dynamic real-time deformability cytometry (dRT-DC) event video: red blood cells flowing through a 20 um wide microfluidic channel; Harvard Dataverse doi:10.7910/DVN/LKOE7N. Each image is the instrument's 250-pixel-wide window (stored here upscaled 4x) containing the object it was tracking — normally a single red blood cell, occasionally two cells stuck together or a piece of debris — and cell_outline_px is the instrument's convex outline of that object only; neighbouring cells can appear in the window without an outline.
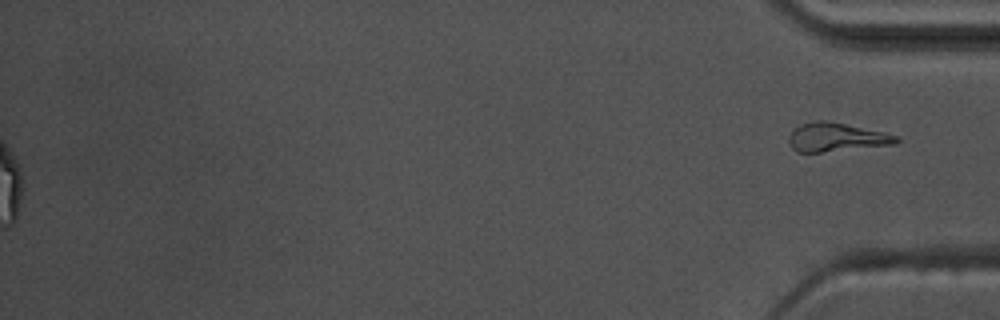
{"species": "common noctule bat (a hibernating species)", "species_latin": "Nyctalus noctula", "temperature_condition": "warm", "stored_images_in_passage": 52, "segment_of_instrument_passage": [2, 2], "camera_frame_rate_fps": 3000, "um_per_image_px": 0.085, "animal": {"sex": "male", "body_mass_g": 17.5, "forearm_length_mm": 52.3}, "frame": {"image": 1, "passage_image": 52, "time_ms": 17.0, "image_size_px": [1000, 320], "cell_outline_px": [[900, 140], [896, 144], [820, 152], [796, 152], [792, 148], [788, 140], [788, 136], [800, 124], [816, 120], [824, 120], [844, 124], [900, 136]], "centroid_in_image_um": [71.07, 11.67], "position_along_channel_um": 364.1, "area_um2": 17.69}}